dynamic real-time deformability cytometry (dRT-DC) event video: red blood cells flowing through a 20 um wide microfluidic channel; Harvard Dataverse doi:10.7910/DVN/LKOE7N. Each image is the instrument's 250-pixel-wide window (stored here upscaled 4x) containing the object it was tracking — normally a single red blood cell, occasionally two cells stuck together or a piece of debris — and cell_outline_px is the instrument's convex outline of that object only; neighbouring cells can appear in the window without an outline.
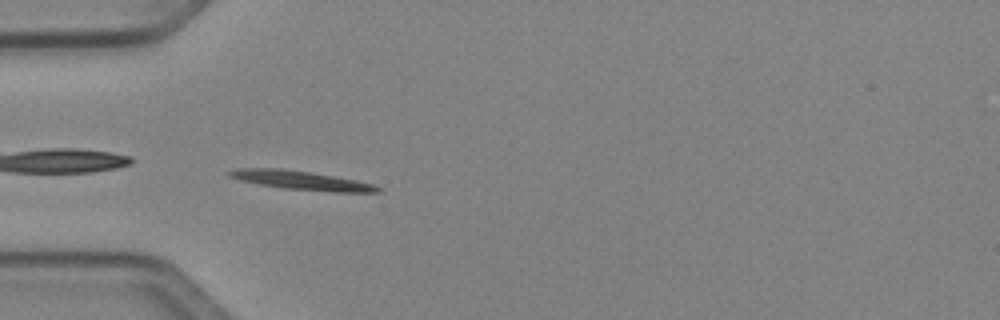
{"species": "Egyptian fruit bat (a non-hibernating species)", "species_latin": "Rousettus aegyptiacus", "temperature_condition": "cold", "stored_images_in_passage": 36, "camera_frame_rate_fps": 3000, "um_per_image_px": 0.085, "animal": {"sex": "female"}, "frame": {"image": 1, "passage_image": 1, "time_ms": 0.0, "image_size_px": [1000, 320], "cell_outline_px": [[380, 192], [332, 192], [284, 188], [260, 184], [240, 180], [228, 176], [228, 172], [240, 168], [280, 168], [308, 172], [356, 180], [372, 184], [380, 188]], "centroid_in_image_um": [25.6, 15.33], "position_along_channel_um": 59.4, "area_um2": 15.95}}
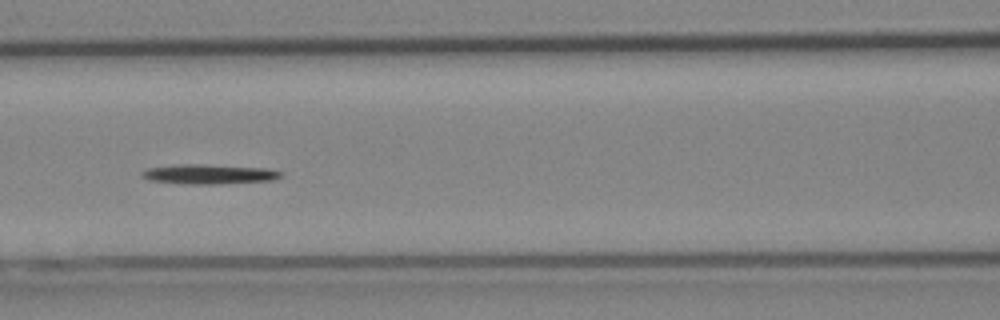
{"frame": {"image": 2, "passage_image": 8, "time_ms": 2.333, "image_size_px": [1000, 320], "cell_outline_px": [[284, 172], [280, 176], [272, 180], [212, 184], [188, 184], [148, 180], [140, 176], [140, 172], [148, 168], [176, 164], [192, 164], [268, 168]], "centroid_in_image_um": [17.71, 14.8], "position_along_channel_um": 148.9, "area_um2": 15.84}}
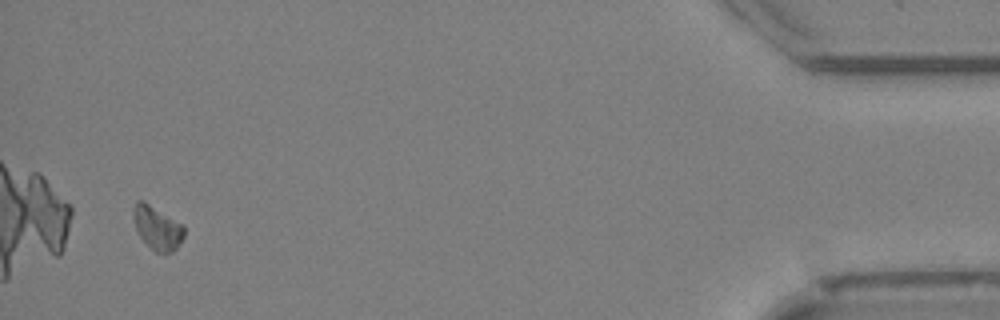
{"frame": {"image": 3, "passage_image": 34, "time_ms": 11.0, "image_size_px": [1000, 320], "cell_outline_px": [[184, 236], [176, 248], [172, 252], [156, 252], [140, 236], [136, 228], [132, 212], [132, 208], [136, 200], [140, 200], [148, 204], [184, 224]], "centroid_in_image_um": [13.37, 19.34], "position_along_channel_um": 421.8, "area_um2": 12.6}}